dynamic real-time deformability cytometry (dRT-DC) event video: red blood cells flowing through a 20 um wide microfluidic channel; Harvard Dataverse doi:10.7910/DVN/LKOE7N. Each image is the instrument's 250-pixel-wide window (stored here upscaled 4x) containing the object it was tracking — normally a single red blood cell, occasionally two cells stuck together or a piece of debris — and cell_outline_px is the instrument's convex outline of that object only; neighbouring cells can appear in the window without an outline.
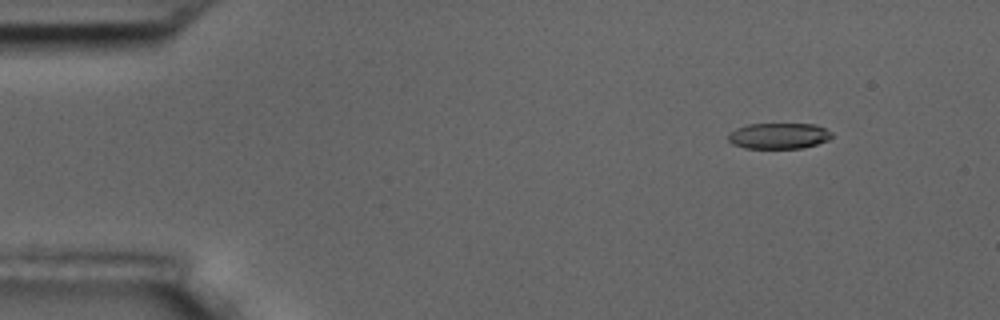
{"species": "common noctule bat (a hibernating species)", "species_latin": "Nyctalus noctula", "temperature_condition": "room temperature", "stored_images_in_passage": 5, "camera_frame_rate_fps": 3000, "um_per_image_px": 0.085, "animal": {"sex": "male", "body_mass_g": 17.5, "forearm_length_mm": 52.3}, "frame": {"image": 1, "passage_image": 2, "time_ms": 1.0, "image_size_px": [1000, 320], "cell_outline_px": [[832, 136], [828, 140], [804, 148], [744, 148], [732, 144], [728, 140], [728, 132], [736, 128], [748, 124], [816, 124], [832, 132]], "centroid_in_image_um": [66.17, 11.55], "position_along_channel_um": 18.8, "area_um2": 15.72}}
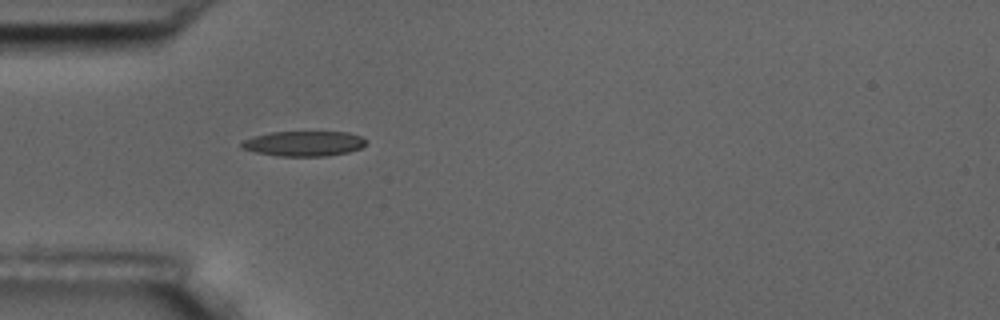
{"frame": {"image": 2, "passage_image": 5, "time_ms": 4.667, "image_size_px": [1000, 320], "cell_outline_px": [[368, 140], [360, 148], [348, 152], [328, 156], [280, 156], [256, 152], [240, 148], [240, 144], [244, 140], [252, 136], [272, 132], [348, 132], [360, 136]], "centroid_in_image_um": [25.82, 12.2], "position_along_channel_um": 59.2, "area_um2": 18.21}}